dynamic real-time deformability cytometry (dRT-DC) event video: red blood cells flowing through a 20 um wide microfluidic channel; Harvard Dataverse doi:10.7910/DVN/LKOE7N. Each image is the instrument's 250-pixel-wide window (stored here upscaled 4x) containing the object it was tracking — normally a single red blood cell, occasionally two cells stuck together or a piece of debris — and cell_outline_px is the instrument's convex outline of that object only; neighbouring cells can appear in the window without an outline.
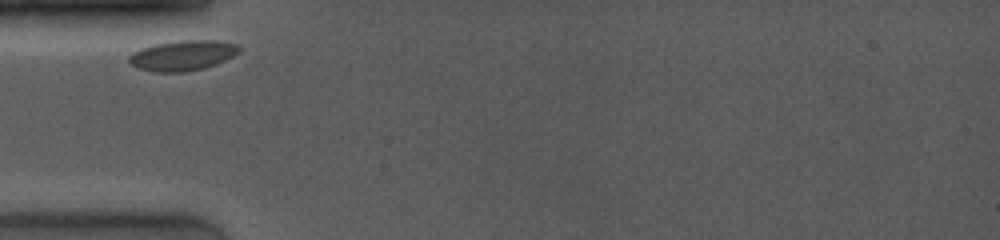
{"species": "common noctule bat (a hibernating species)", "species_latin": "Nyctalus noctula", "temperature_condition": "room temperature", "stored_images_in_passage": 21, "camera_frame_rate_fps": 4000, "um_per_image_px": 0.085, "animal": {"sex": "female", "body_mass_g": 19.0, "forearm_length_mm": 53.3}, "frame": {"image": 1, "passage_image": 1, "time_ms": 0.0, "image_size_px": [1000, 240], "cell_outline_px": [[240, 52], [216, 64], [204, 68], [184, 72], [152, 72], [136, 68], [128, 60], [128, 56], [132, 52], [140, 48], [156, 44], [180, 40], [216, 40], [236, 44], [240, 48]], "centroid_in_image_um": [15.49, 4.72], "position_along_channel_um": 69.5, "area_um2": 19.48}}
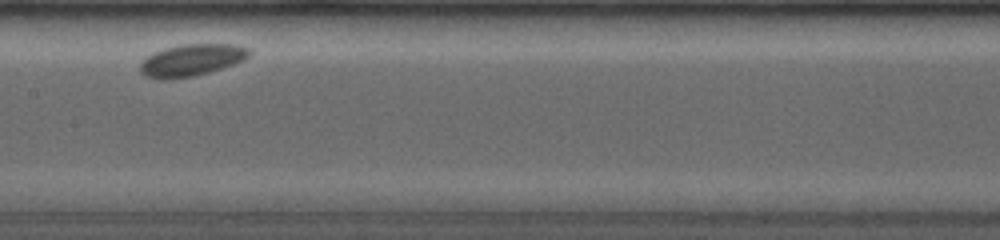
{"frame": {"image": 2, "passage_image": 9, "time_ms": 3.5, "image_size_px": [1000, 240], "cell_outline_px": [[252, 52], [244, 60], [208, 72], [192, 76], [168, 80], [160, 80], [144, 76], [140, 72], [140, 60], [152, 52], [164, 48], [184, 44], [236, 44], [248, 48]], "centroid_in_image_um": [16.21, 5.11], "position_along_channel_um": 191.2, "area_um2": 20.46}}
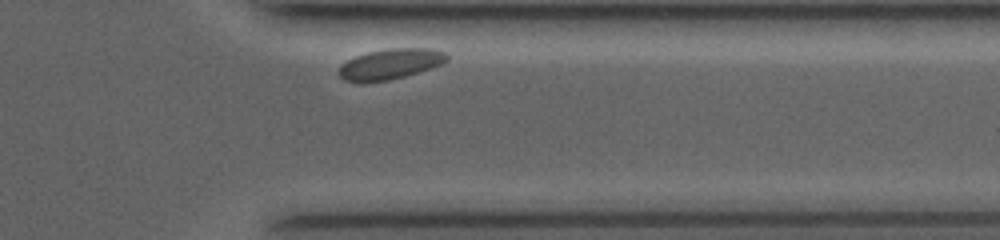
{"frame": {"image": 3, "passage_image": 21, "time_ms": 8.75, "image_size_px": [1000, 240], "cell_outline_px": [[448, 60], [440, 64], [404, 76], [388, 80], [344, 80], [340, 76], [340, 64], [356, 56], [368, 52], [388, 48], [432, 48], [444, 52], [448, 56]], "centroid_in_image_um": [33.21, 5.4], "position_along_channel_um": 378.2, "area_um2": 18.5}}